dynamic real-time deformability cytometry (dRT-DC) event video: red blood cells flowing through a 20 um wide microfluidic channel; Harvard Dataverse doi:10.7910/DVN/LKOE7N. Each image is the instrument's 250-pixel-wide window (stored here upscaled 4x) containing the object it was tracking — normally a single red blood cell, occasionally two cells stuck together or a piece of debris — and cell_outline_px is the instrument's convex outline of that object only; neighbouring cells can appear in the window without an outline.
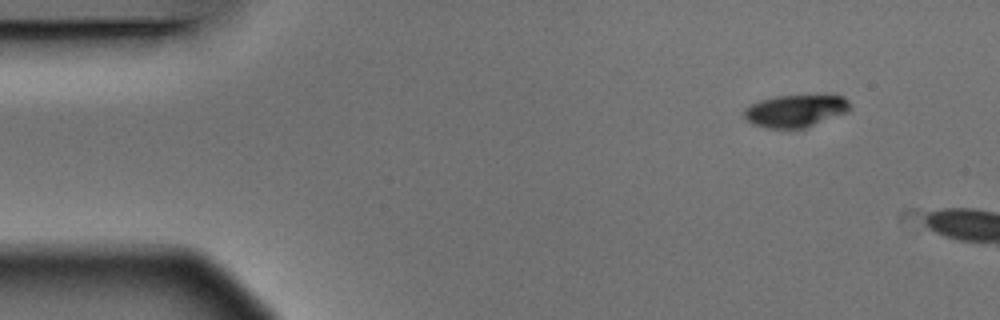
{"species": "Egyptian fruit bat (a non-hibernating species)", "species_latin": "Rousettus aegyptiacus", "temperature_condition": "warm", "stored_images_in_passage": 2, "camera_frame_rate_fps": 3000, "um_per_image_px": 0.085, "animal": {"sex": "male"}, "frame": {"image": 1, "passage_image": 1, "time_ms": 0.0, "image_size_px": [1000, 320], "cell_outline_px": [[852, 108], [848, 112], [804, 128], [768, 128], [752, 124], [744, 116], [744, 108], [760, 100], [776, 96], [824, 92], [828, 92], [844, 96], [852, 104]], "centroid_in_image_um": [67.72, 9.36], "position_along_channel_um": 17.3, "area_um2": 20.87}}